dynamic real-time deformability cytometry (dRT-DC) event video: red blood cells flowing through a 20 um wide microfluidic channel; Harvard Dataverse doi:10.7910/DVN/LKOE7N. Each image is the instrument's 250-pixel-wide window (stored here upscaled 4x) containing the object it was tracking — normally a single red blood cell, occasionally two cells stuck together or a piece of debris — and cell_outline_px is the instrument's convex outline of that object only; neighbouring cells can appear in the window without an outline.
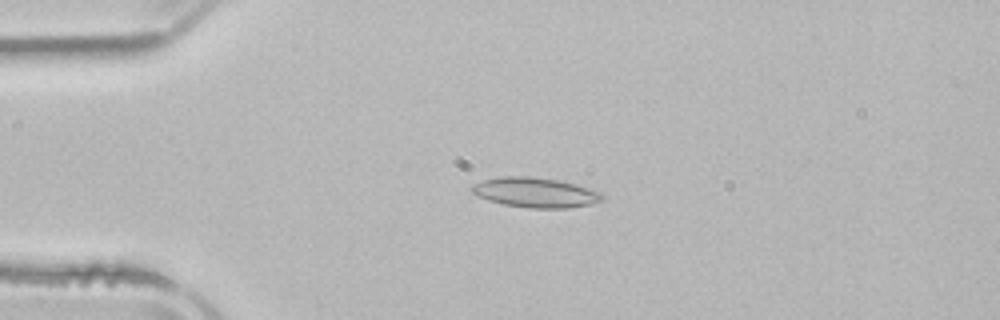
{"species": "common noctule bat (a hibernating species)", "species_latin": "Nyctalus noctula", "temperature_condition": "room temperature", "stored_images_in_passage": 6, "camera_frame_rate_fps": 3000, "um_per_image_px": 0.085, "animal": {"sex": "male", "body_mass_g": 21.5, "forearm_length_mm": 52.0}, "frame": {"image": 1, "passage_image": 3, "time_ms": 3.0, "image_size_px": [1000, 320], "cell_outline_px": [[604, 196], [600, 200], [588, 204], [568, 208], [528, 208], [504, 204], [488, 200], [476, 196], [468, 188], [472, 184], [484, 180], [504, 176], [528, 176], [560, 180], [576, 184], [600, 192]], "centroid_in_image_um": [45.44, 16.35], "position_along_channel_um": 39.6, "area_um2": 22.66}}
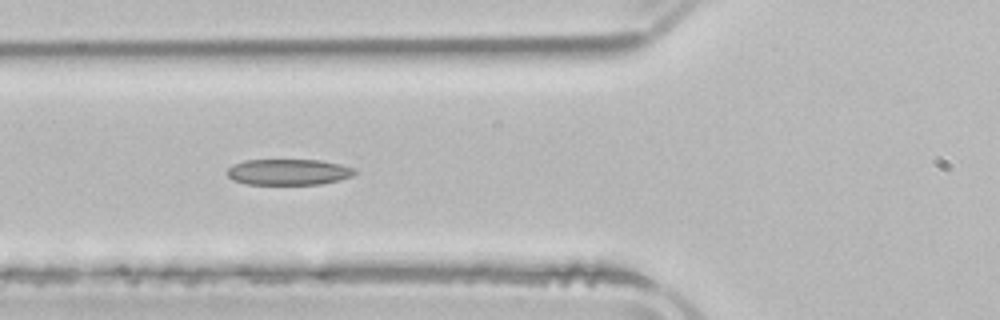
{"frame": {"image": 2, "passage_image": 5, "time_ms": 5.333, "image_size_px": [1000, 320], "cell_outline_px": [[356, 172], [352, 176], [340, 180], [320, 184], [248, 184], [232, 180], [228, 176], [228, 168], [244, 160], [320, 160], [340, 164], [356, 168]], "centroid_in_image_um": [24.56, 14.62], "position_along_channel_um": 101.2, "area_um2": 19.25}}
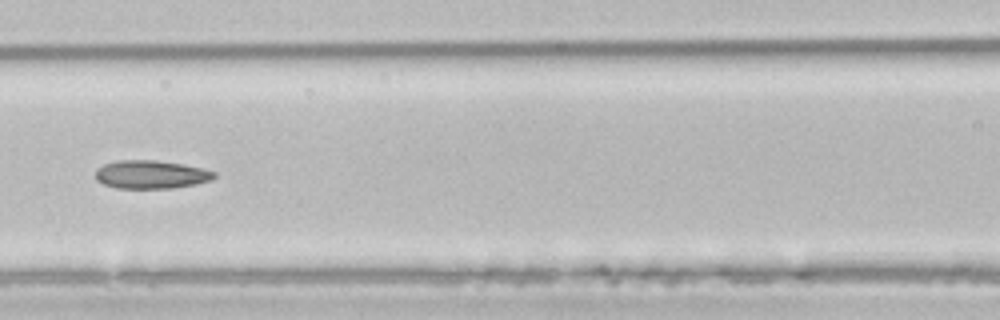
{"frame": {"image": 3, "passage_image": 6, "time_ms": 6.667, "image_size_px": [1000, 320], "cell_outline_px": [[216, 176], [212, 180], [196, 184], [172, 188], [116, 188], [104, 184], [96, 180], [96, 168], [104, 164], [120, 160], [152, 160], [180, 164], [200, 168], [216, 172]], "centroid_in_image_um": [12.82, 14.84], "position_along_channel_um": 153.8, "area_um2": 19.42}}